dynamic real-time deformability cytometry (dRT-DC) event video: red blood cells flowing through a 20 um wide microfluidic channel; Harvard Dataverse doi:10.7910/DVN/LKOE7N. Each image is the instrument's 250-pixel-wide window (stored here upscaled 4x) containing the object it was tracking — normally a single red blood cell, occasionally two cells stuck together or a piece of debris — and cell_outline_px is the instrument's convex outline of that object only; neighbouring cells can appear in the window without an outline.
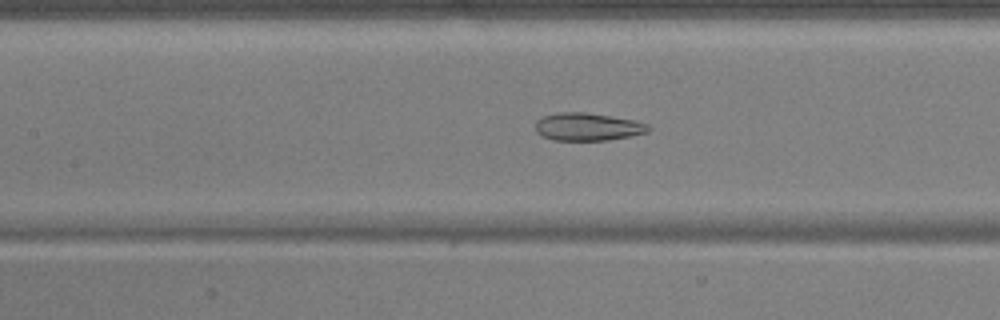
{"species": "common noctule bat (a hibernating species)", "species_latin": "Nyctalus noctula", "temperature_condition": "warm", "stored_images_in_passage": 54, "camera_frame_rate_fps": 3000, "um_per_image_px": 0.085, "animal": {"sex": "male", "body_mass_g": 17.9, "forearm_length_mm": 54.2}, "frame": {"image": 1, "passage_image": 25, "time_ms": 8.0, "image_size_px": [1000, 320], "cell_outline_px": [[652, 128], [648, 132], [632, 136], [608, 140], [552, 140], [536, 132], [536, 120], [544, 116], [556, 112], [584, 112], [632, 120], [648, 124]], "centroid_in_image_um": [49.95, 10.78], "position_along_channel_um": 157.4, "area_um2": 18.21}}
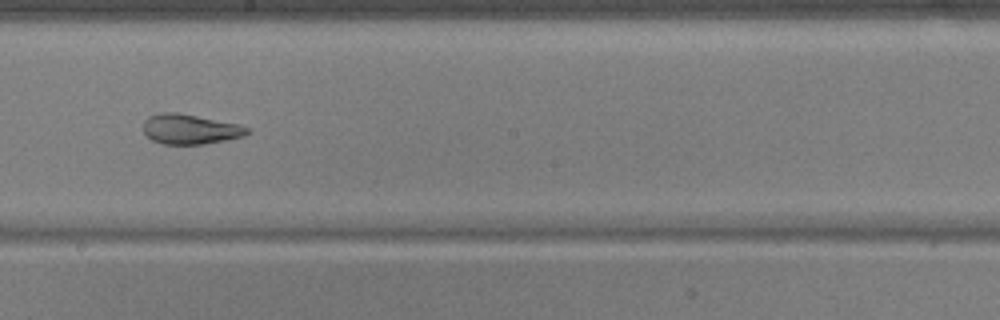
{"frame": {"image": 2, "passage_image": 31, "time_ms": 10.0, "image_size_px": [1000, 320], "cell_outline_px": [[252, 132], [244, 136], [204, 144], [164, 144], [152, 140], [144, 132], [144, 120], [148, 116], [160, 112], [176, 112], [240, 124], [248, 128]], "centroid_in_image_um": [16.17, 10.97], "position_along_channel_um": 232.0, "area_um2": 18.15}}
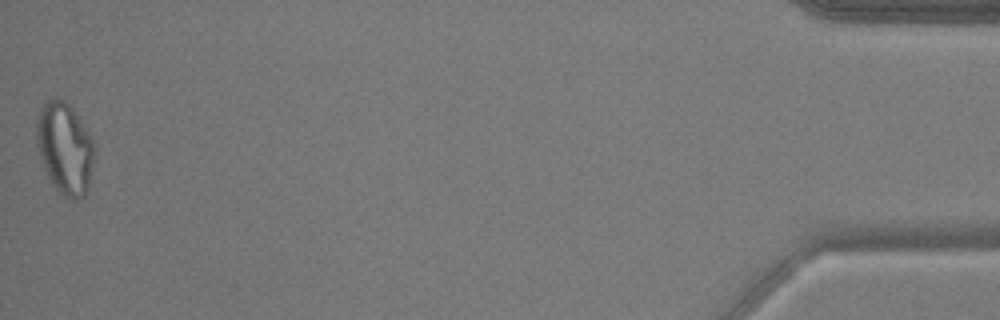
{"frame": {"image": 3, "passage_image": 54, "time_ms": 17.667, "image_size_px": [1000, 320], "cell_outline_px": [[96, 148], [88, 192], [84, 196], [76, 200], [72, 200], [64, 196], [52, 184], [44, 168], [36, 144], [36, 120], [40, 108], [52, 96], [60, 96], [72, 108], [92, 140]], "centroid_in_image_um": [5.51, 12.6], "position_along_channel_um": 429.7, "area_um2": 31.15}, "authors_computed_cell_mechanics": {"area_um2": 25.8077, "velocity_mm_per_s": 3.7428, "shape_relaxation_time_tau1_ms": null, "shape_relaxation_time_tau2_ms": 3.5466, "deformation_change_tau1": null, "deformation_change_tau2": 0.0381}}